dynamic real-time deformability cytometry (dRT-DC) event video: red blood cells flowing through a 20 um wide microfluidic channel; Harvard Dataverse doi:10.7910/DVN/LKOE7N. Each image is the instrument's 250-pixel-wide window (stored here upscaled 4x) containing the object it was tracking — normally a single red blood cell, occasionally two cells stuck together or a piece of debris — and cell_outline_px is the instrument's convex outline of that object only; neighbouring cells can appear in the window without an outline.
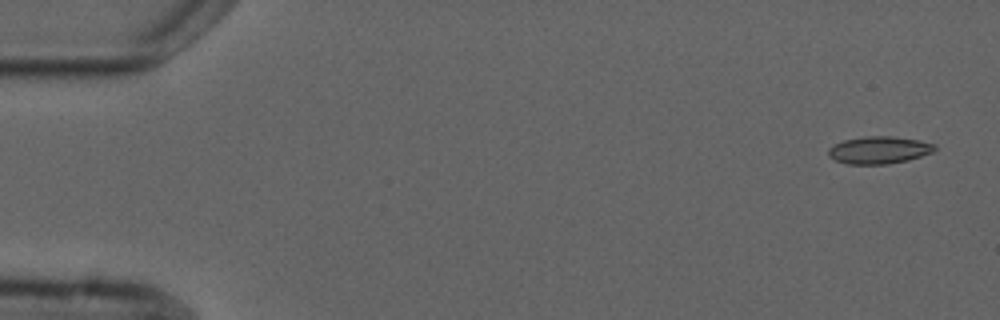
{"species": "common noctule bat (a hibernating species)", "species_latin": "Nyctalus noctula", "temperature_condition": "cold", "stored_images_in_passage": 5, "camera_frame_rate_fps": 3000, "um_per_image_px": 0.085, "animal": {"sex": "male", "forearm_length_mm": 52.5}, "frame": {"image": 1, "passage_image": 1, "time_ms": 0.0, "image_size_px": [1000, 320], "cell_outline_px": [[936, 148], [932, 152], [908, 160], [888, 164], [848, 164], [836, 160], [828, 156], [828, 148], [844, 140], [864, 136], [892, 136], [920, 140], [936, 144]], "centroid_in_image_um": [74.73, 12.75], "position_along_channel_um": 10.3, "area_um2": 16.94}}
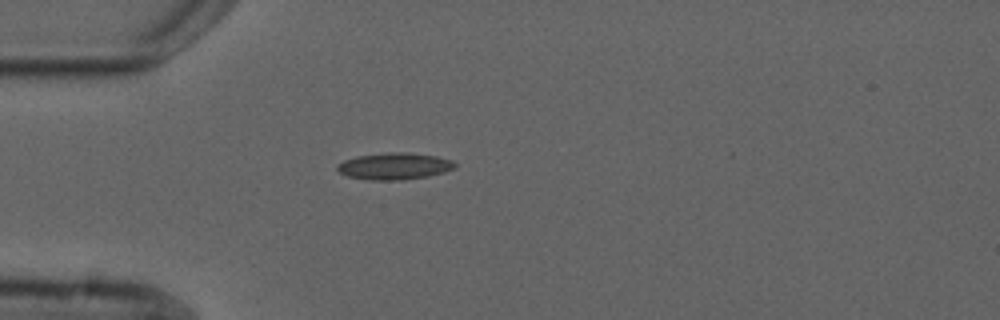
{"frame": {"image": 2, "passage_image": 4, "time_ms": 4.333, "image_size_px": [1000, 320], "cell_outline_px": [[456, 168], [444, 172], [428, 176], [404, 180], [368, 180], [348, 176], [340, 172], [336, 168], [336, 164], [344, 160], [356, 156], [388, 152], [408, 152], [436, 156], [452, 160], [456, 164]], "centroid_in_image_um": [33.52, 14.12], "position_along_channel_um": 51.5, "area_um2": 18.5}}